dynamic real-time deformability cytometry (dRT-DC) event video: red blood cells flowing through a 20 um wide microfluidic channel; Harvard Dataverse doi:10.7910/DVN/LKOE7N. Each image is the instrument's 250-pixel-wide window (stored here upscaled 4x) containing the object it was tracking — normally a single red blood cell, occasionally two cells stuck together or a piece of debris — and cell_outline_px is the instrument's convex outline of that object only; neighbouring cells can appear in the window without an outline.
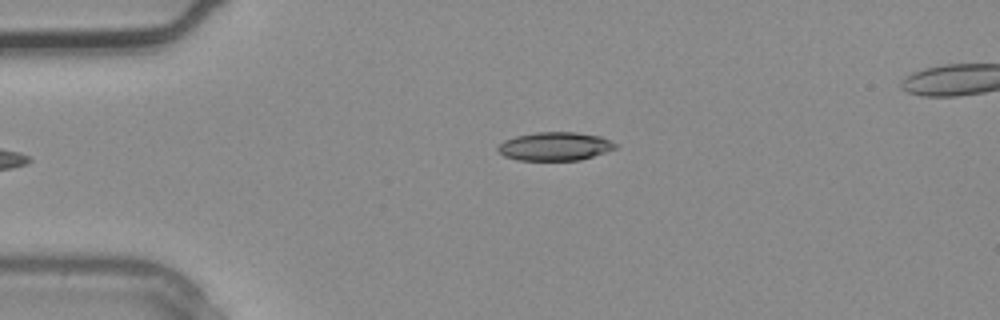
{"species": "common noctule bat (a hibernating species)", "species_latin": "Nyctalus noctula", "temperature_condition": "warm", "stored_images_in_passage": 3, "camera_frame_rate_fps": 3000, "um_per_image_px": 0.085, "animal": {"sex": "male", "body_mass_g": 20.4}, "frame": {"image": 1, "passage_image": 2, "time_ms": 0.333, "image_size_px": [1000, 320], "cell_outline_px": [[620, 144], [616, 148], [580, 160], [516, 160], [504, 156], [496, 148], [504, 140], [516, 136], [536, 132], [576, 132], [600, 136]], "centroid_in_image_um": [47.18, 12.43], "position_along_channel_um": 37.8, "area_um2": 19.48}}